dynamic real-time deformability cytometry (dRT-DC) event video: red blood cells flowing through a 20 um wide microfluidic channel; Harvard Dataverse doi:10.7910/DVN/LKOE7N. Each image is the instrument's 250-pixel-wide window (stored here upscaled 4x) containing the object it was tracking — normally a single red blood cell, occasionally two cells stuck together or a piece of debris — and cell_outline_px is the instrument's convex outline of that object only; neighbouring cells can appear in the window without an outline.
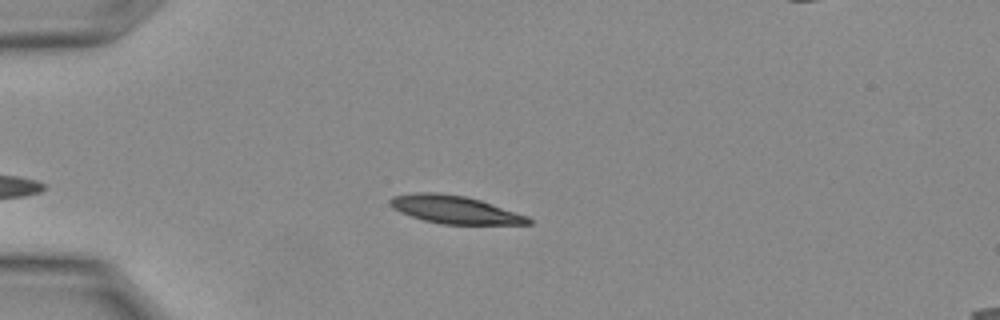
{"species": "Egyptian fruit bat (a non-hibernating species)", "species_latin": "Rousettus aegyptiacus", "temperature_condition": "warm", "stored_images_in_passage": 21, "camera_frame_rate_fps": 3000, "um_per_image_px": 0.085, "animal": {"sex": "female"}, "frame": {"image": 1, "passage_image": 2, "time_ms": 0.333, "image_size_px": [1000, 320], "cell_outline_px": [[532, 224], [448, 224], [428, 220], [412, 216], [396, 208], [392, 204], [392, 200], [396, 196], [464, 196], [480, 200], [524, 216], [532, 220]], "centroid_in_image_um": [38.85, 17.89], "position_along_channel_um": 46.2, "area_um2": 20.06}}
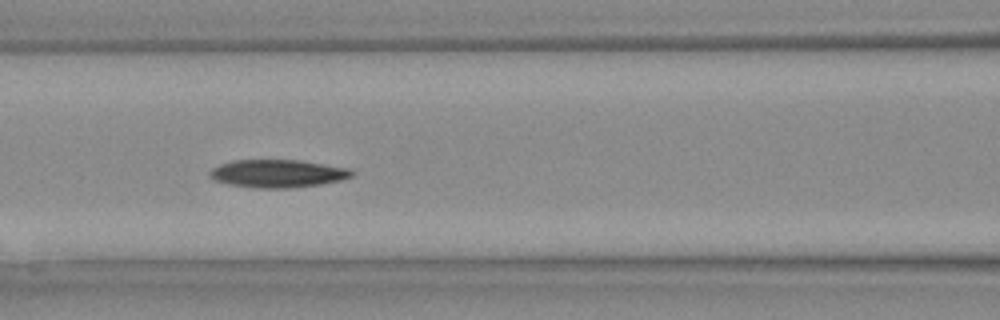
{"frame": {"image": 2, "passage_image": 7, "time_ms": 2.0, "image_size_px": [1000, 320], "cell_outline_px": [[352, 172], [348, 176], [336, 180], [312, 184], [236, 184], [220, 180], [212, 176], [212, 172], [216, 168], [224, 164], [240, 160], [292, 160], [340, 168]], "centroid_in_image_um": [23.57, 14.67], "position_along_channel_um": 143.0, "area_um2": 19.42}}
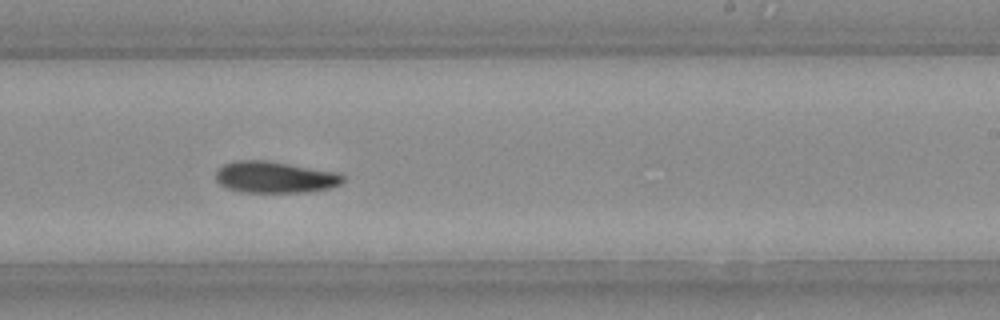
{"frame": {"image": 3, "passage_image": 12, "time_ms": 3.667, "image_size_px": [1000, 320], "cell_outline_px": [[340, 180], [336, 184], [324, 188], [284, 192], [256, 192], [232, 188], [224, 184], [216, 176], [220, 168], [228, 164], [252, 160], [280, 164], [324, 172], [340, 176]], "centroid_in_image_um": [23.24, 15.08], "position_along_channel_um": 265.8, "area_um2": 20.29}}